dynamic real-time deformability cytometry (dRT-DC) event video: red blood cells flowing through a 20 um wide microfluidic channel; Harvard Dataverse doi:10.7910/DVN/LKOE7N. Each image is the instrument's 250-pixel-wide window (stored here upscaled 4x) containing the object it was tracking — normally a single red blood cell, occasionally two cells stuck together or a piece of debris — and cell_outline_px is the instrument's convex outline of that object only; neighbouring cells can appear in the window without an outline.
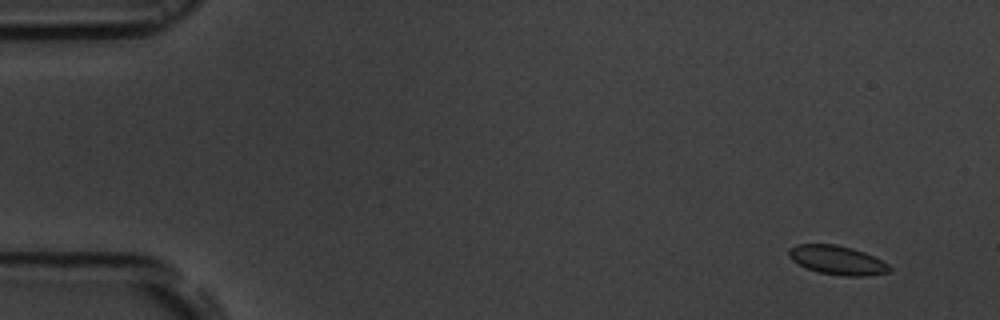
{"species": "common noctule bat (a hibernating species)", "species_latin": "Nyctalus noctula", "temperature_condition": "room temperature", "stored_images_in_passage": 53, "camera_frame_rate_fps": 3000, "um_per_image_px": 0.085, "animal": {"sex": "male", "body_mass_g": 19.5, "forearm_length_mm": 54.6}, "frame": {"image": 1, "passage_image": 1, "time_ms": 0.0, "image_size_px": [1000, 320], "cell_outline_px": [[892, 272], [868, 276], [844, 276], [820, 272], [808, 268], [792, 260], [788, 256], [788, 248], [796, 244], [836, 244], [852, 248], [864, 252], [888, 264], [892, 268]], "centroid_in_image_um": [71.18, 22.11], "position_along_channel_um": 13.8, "area_um2": 16.99}}
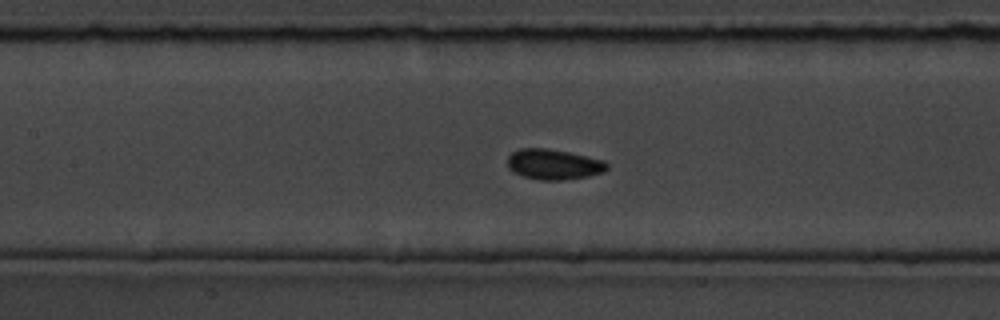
{"frame": {"image": 2, "passage_image": 23, "time_ms": 7.333, "image_size_px": [1000, 320], "cell_outline_px": [[608, 168], [604, 172], [588, 176], [564, 180], [540, 180], [524, 176], [512, 172], [508, 168], [508, 156], [512, 152], [520, 148], [548, 148], [568, 152], [604, 160], [608, 164]], "centroid_in_image_um": [47.05, 13.97], "position_along_channel_um": 160.3, "area_um2": 17.69}}
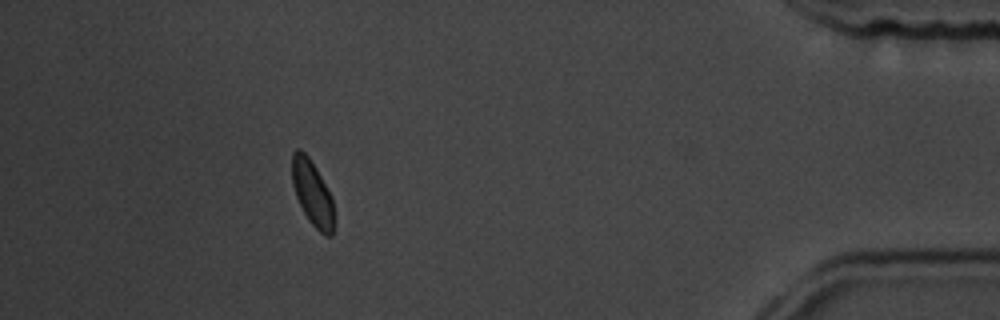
{"frame": {"image": 3, "passage_image": 48, "time_ms": 15.667, "image_size_px": [1000, 320], "cell_outline_px": [[336, 220], [332, 236], [324, 236], [308, 220], [296, 196], [292, 184], [292, 152], [296, 148], [300, 148], [308, 156], [316, 168], [332, 196]], "centroid_in_image_um": [26.58, 16.45], "position_along_channel_um": 408.6, "area_um2": 16.3}, "authors_computed_cell_mechanics": {"area_um2": 16.7042, "velocity_mm_per_s": 3.6292, "shape_relaxation_time_tau1_ms": 1.7066, "shape_relaxation_time_tau2_ms": null, "deformation_change_tau1": 0.0403, "deformation_change_tau2": null}}